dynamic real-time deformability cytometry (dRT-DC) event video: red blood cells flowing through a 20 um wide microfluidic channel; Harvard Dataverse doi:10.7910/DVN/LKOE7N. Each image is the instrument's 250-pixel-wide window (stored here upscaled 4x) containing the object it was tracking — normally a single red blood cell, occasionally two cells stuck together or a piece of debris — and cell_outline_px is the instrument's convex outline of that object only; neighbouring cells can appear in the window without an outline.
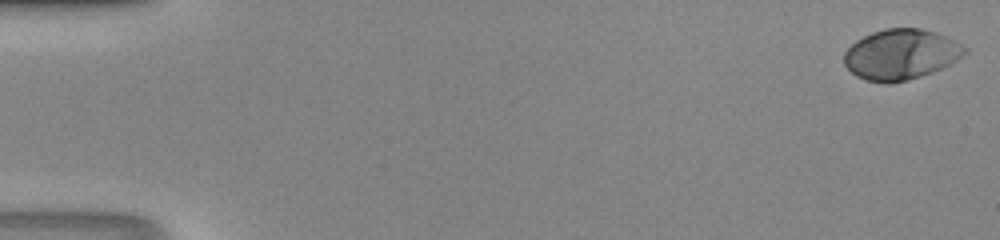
{"species": "human", "species_latin": "Homo sapiens", "temperature_condition": "room temperature", "stored_images_in_passage": 48, "camera_frame_rate_fps": 3000, "um_per_image_px": 0.085, "donor": {"sex": "male"}, "frame": {"image": 1, "passage_image": 1, "time_ms": 0.0, "image_size_px": [1000, 240], "cell_outline_px": [[968, 52], [956, 60], [932, 72], [908, 80], [888, 84], [868, 80], [856, 76], [844, 64], [844, 52], [856, 40], [872, 32], [884, 28], [920, 28], [944, 36], [968, 48]], "centroid_in_image_um": [76.55, 4.63], "position_along_channel_um": 8.5, "area_um2": 35.14}}
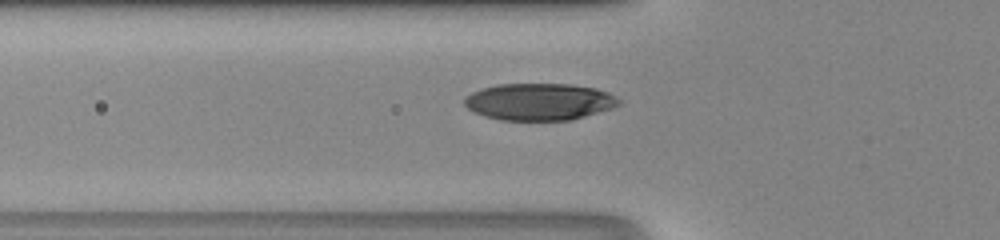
{"frame": {"image": 2, "passage_image": 18, "time_ms": 5.667, "image_size_px": [1000, 240], "cell_outline_px": [[620, 104], [612, 108], [572, 120], [500, 120], [484, 116], [468, 108], [464, 104], [464, 96], [472, 92], [496, 84], [568, 84], [596, 88], [608, 92], [620, 100]], "centroid_in_image_um": [45.83, 8.65], "position_along_channel_um": 80.0, "area_um2": 33.23}}
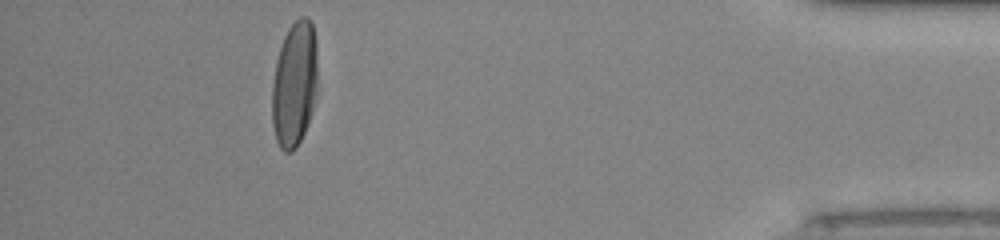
{"frame": {"image": 3, "passage_image": 44, "time_ms": 14.333, "image_size_px": [1000, 240], "cell_outline_px": [[316, 96], [312, 112], [308, 124], [296, 148], [292, 152], [284, 152], [280, 148], [276, 140], [272, 124], [272, 84], [276, 60], [284, 36], [288, 28], [300, 16], [308, 16], [312, 24], [316, 40]], "centroid_in_image_um": [25.02, 7.16], "position_along_channel_um": 410.2, "area_um2": 33.52}}